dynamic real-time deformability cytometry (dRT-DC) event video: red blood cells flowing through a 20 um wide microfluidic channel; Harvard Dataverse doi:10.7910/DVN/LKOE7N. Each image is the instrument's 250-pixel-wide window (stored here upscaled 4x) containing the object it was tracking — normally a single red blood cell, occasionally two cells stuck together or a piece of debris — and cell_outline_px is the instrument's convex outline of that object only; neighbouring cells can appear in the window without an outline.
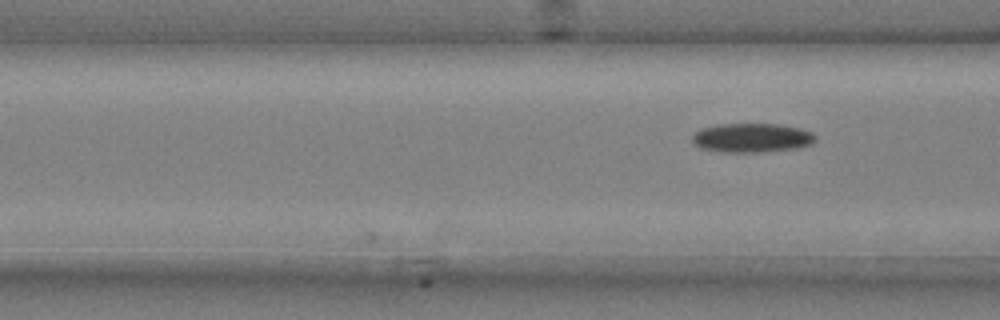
{"species": "common noctule bat (a hibernating species)", "species_latin": "Nyctalus noctula", "temperature_condition": "cold", "stored_images_in_passage": 8, "camera_frame_rate_fps": 3000, "um_per_image_px": 0.085, "animal": {"sex": "male", "body_mass_g": 20.4}, "frame": {"image": 1, "passage_image": 8, "time_ms": 2.333, "image_size_px": [1000, 320], "cell_outline_px": [[816, 140], [812, 144], [796, 148], [756, 152], [724, 152], [700, 148], [692, 140], [692, 136], [700, 128], [716, 124], [776, 124], [800, 128], [812, 132], [816, 136]], "centroid_in_image_um": [63.9, 11.7], "position_along_channel_um": 102.7, "area_um2": 20.87}}